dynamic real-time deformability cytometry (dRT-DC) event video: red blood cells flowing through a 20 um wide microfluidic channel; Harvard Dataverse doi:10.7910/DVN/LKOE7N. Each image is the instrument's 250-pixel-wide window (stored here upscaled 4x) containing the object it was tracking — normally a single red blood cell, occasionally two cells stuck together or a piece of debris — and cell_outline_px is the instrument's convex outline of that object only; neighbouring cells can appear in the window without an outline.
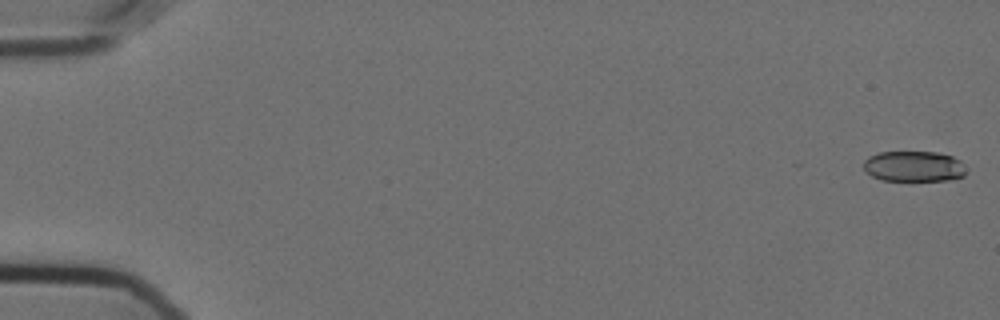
{"species": "Egyptian fruit bat (a non-hibernating species)", "species_latin": "Rousettus aegyptiacus", "temperature_condition": "cold", "stored_images_in_passage": 47, "camera_frame_rate_fps": 3000, "um_per_image_px": 0.085, "animal": {"sex": "female"}, "frame": {"image": 1, "passage_image": 1, "time_ms": 0.0, "image_size_px": [1000, 320], "cell_outline_px": [[968, 168], [964, 176], [948, 180], [880, 180], [872, 176], [864, 168], [864, 160], [868, 156], [880, 152], [936, 152], [952, 156], [960, 160]], "centroid_in_image_um": [77.71, 14.13], "position_along_channel_um": 7.3, "area_um2": 18.38}}
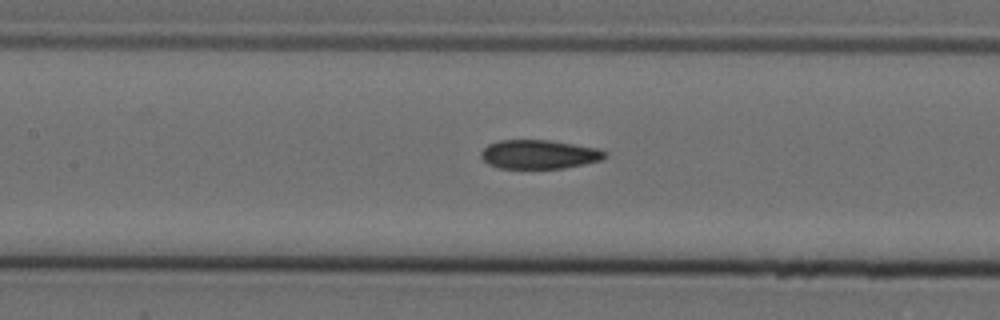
{"frame": {"image": 2, "passage_image": 27, "time_ms": 8.667, "image_size_px": [1000, 320], "cell_outline_px": [[608, 152], [600, 160], [584, 164], [564, 168], [500, 168], [488, 164], [480, 156], [480, 152], [488, 144], [500, 140], [552, 140], [600, 148]], "centroid_in_image_um": [45.83, 13.11], "position_along_channel_um": 161.6, "area_um2": 20.98}}
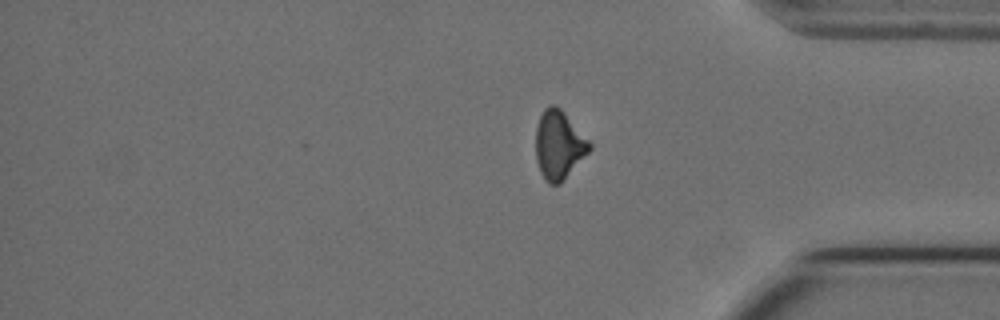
{"frame": {"image": 3, "passage_image": 47, "time_ms": 15.333, "image_size_px": [1000, 320], "cell_outline_px": [[592, 148], [560, 184], [548, 184], [544, 180], [540, 172], [536, 160], [536, 128], [540, 116], [544, 108], [552, 104], [556, 104], [564, 112], [592, 144]], "centroid_in_image_um": [47.49, 12.33], "position_along_channel_um": 387.7, "area_um2": 21.44}, "authors_computed_cell_mechanics": {"area_um2": 21.5016, "velocity_mm_per_s": 3.5989, "shape_relaxation_time_tau1_ms": null, "shape_relaxation_time_tau2_ms": 4.3384, "deformation_change_tau1": null, "deformation_change_tau2": 0.1021}}